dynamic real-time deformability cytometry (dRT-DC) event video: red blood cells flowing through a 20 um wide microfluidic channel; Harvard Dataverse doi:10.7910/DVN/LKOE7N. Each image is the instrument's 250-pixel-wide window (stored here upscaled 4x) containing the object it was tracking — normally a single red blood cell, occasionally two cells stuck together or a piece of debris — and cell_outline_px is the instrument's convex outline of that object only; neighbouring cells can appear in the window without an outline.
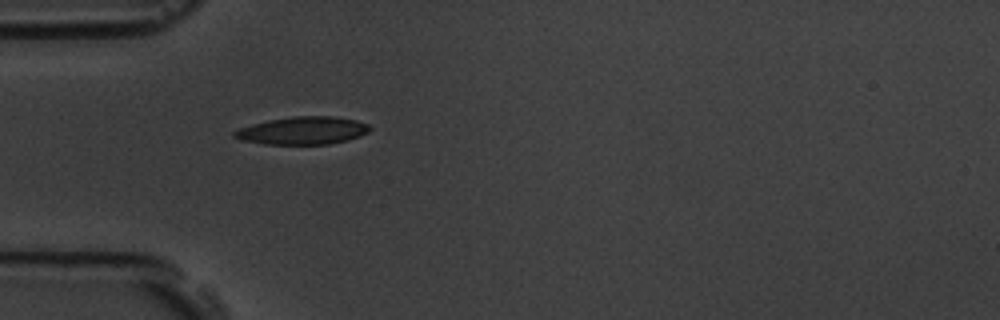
{"species": "common noctule bat (a hibernating species)", "species_latin": "Nyctalus noctula", "temperature_condition": "room temperature", "stored_images_in_passage": 5, "camera_frame_rate_fps": 3000, "um_per_image_px": 0.085, "animal": {"sex": "male", "body_mass_g": 19.5, "forearm_length_mm": 54.6}, "frame": {"image": 1, "passage_image": 5, "time_ms": 5.667, "image_size_px": [1000, 320], "cell_outline_px": [[372, 128], [368, 132], [360, 136], [348, 140], [328, 144], [264, 144], [244, 140], [232, 136], [232, 132], [240, 128], [252, 124], [268, 120], [292, 116], [332, 116], [356, 120], [368, 124]], "centroid_in_image_um": [25.75, 11.09], "position_along_channel_um": 59.3, "area_um2": 21.85}}